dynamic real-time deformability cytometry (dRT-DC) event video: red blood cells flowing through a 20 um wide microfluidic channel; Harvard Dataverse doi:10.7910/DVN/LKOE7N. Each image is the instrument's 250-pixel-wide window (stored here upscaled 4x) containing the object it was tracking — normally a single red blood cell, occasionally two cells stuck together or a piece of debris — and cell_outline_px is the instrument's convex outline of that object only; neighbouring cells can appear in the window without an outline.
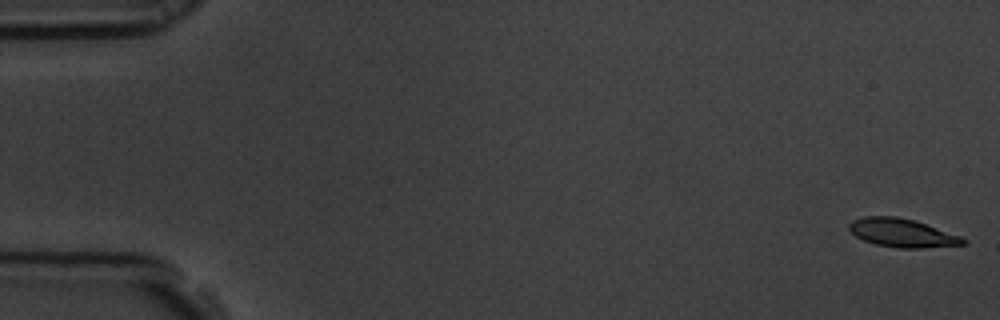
{"species": "common noctule bat (a hibernating species)", "species_latin": "Nyctalus noctula", "temperature_condition": "room temperature", "stored_images_in_passage": 7, "camera_frame_rate_fps": 3000, "um_per_image_px": 0.085, "animal": {"sex": "male", "body_mass_g": 19.5, "forearm_length_mm": 54.6}, "frame": {"image": 1, "passage_image": 1, "time_ms": 0.0, "image_size_px": [1000, 320], "cell_outline_px": [[964, 244], [920, 248], [896, 248], [876, 244], [864, 240], [856, 236], [848, 228], [848, 224], [852, 220], [864, 216], [896, 216], [912, 220], [960, 236], [964, 240]], "centroid_in_image_um": [76.6, 19.79], "position_along_channel_um": 8.4, "area_um2": 18.5}}
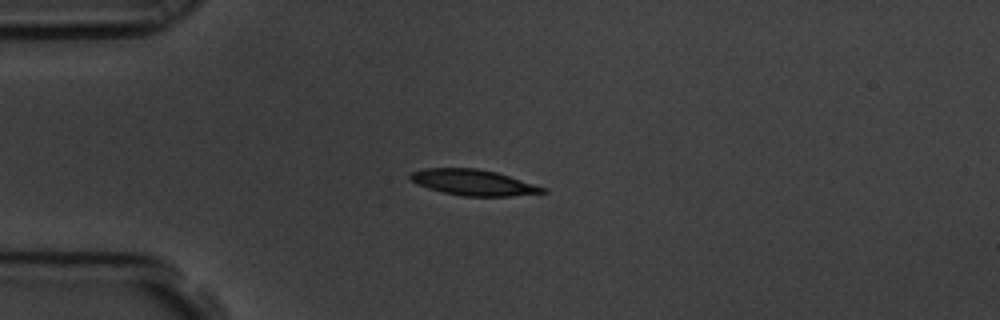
{"frame": {"image": 2, "passage_image": 5, "time_ms": 1.333, "image_size_px": [1000, 320], "cell_outline_px": [[548, 192], [512, 196], [464, 196], [444, 192], [428, 188], [416, 184], [408, 176], [412, 172], [424, 168], [476, 168], [496, 172], [548, 188]], "centroid_in_image_um": [40.26, 15.51], "position_along_channel_um": 44.7, "area_um2": 19.88}}
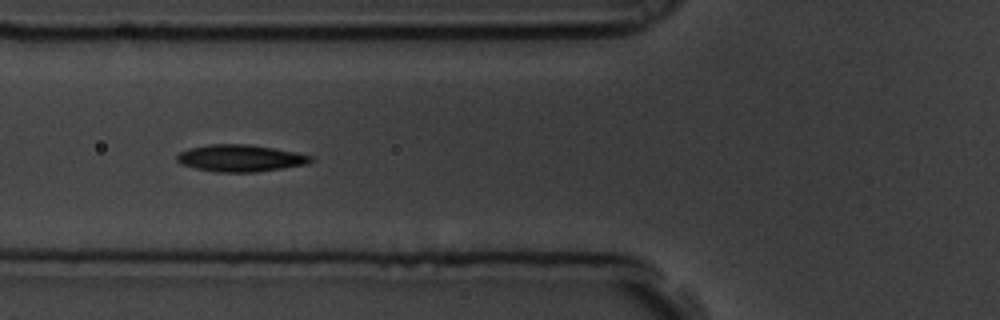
{"frame": {"image": 3, "passage_image": 7, "time_ms": 2.0, "image_size_px": [1000, 320], "cell_outline_px": [[316, 160], [304, 164], [256, 172], [216, 172], [196, 168], [180, 164], [176, 160], [176, 156], [180, 152], [188, 148], [208, 144], [248, 144], [296, 152], [312, 156]], "centroid_in_image_um": [20.39, 13.44], "position_along_channel_um": 105.4, "area_um2": 20.92}}